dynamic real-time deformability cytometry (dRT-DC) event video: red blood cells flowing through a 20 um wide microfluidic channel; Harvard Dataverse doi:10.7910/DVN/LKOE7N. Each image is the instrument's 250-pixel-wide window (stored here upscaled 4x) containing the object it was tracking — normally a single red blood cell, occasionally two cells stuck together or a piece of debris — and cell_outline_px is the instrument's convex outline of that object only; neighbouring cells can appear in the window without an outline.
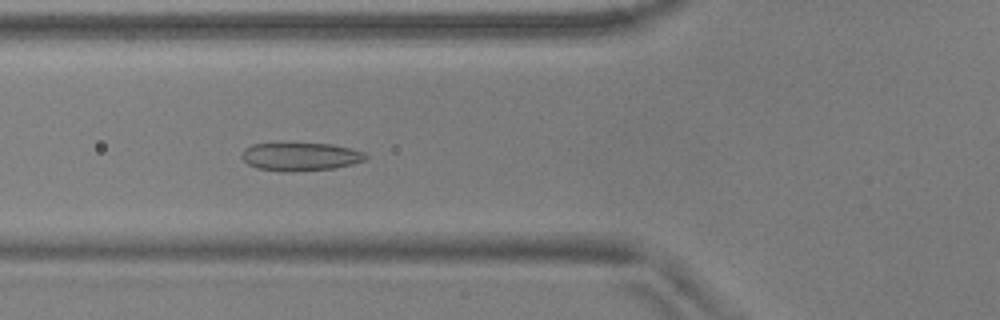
{"species": "common noctule bat (a hibernating species)", "species_latin": "Nyctalus noctula", "temperature_condition": "warm", "stored_images_in_passage": 21, "camera_frame_rate_fps": 3000, "um_per_image_px": 0.085, "animal": {"sex": "male", "body_mass_g": 17.9, "forearm_length_mm": 54.2}, "frame": {"image": 1, "passage_image": 21, "time_ms": 6.667, "image_size_px": [1000, 320], "cell_outline_px": [[368, 156], [364, 160], [352, 164], [332, 168], [288, 172], [256, 168], [248, 164], [240, 156], [244, 148], [252, 144], [332, 144], [352, 148], [364, 152]], "centroid_in_image_um": [25.53, 13.31], "position_along_channel_um": 100.3, "area_um2": 20.17}}